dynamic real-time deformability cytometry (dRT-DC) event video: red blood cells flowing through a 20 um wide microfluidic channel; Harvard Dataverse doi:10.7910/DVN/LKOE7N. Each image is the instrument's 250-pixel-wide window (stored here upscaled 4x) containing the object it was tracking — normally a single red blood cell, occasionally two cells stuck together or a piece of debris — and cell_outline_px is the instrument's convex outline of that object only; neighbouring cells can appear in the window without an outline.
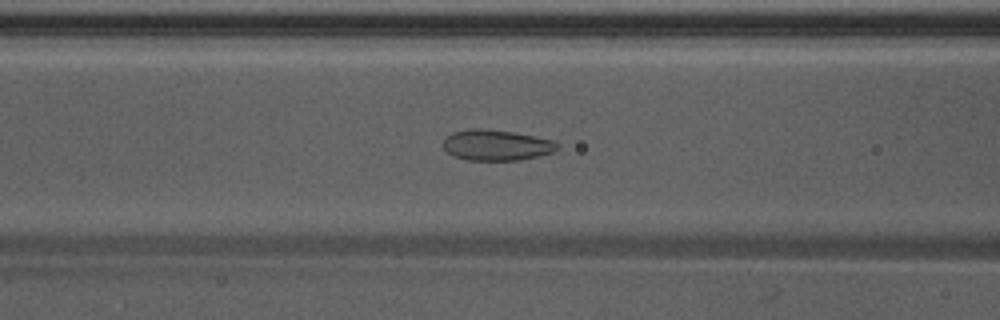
{"species": "Egyptian fruit bat (a non-hibernating species)", "species_latin": "Rousettus aegyptiacus", "temperature_condition": "warm", "stored_images_in_passage": 41, "camera_frame_rate_fps": 3000, "um_per_image_px": 0.085, "animal": {"sex": "male"}, "frame": {"image": 1, "passage_image": 9, "time_ms": 2.667, "image_size_px": [1000, 320], "cell_outline_px": [[560, 148], [556, 152], [520, 160], [468, 160], [452, 156], [444, 148], [444, 140], [452, 132], [472, 128], [480, 128], [512, 132], [556, 140], [560, 144]], "centroid_in_image_um": [42.26, 12.34], "position_along_channel_um": 124.3, "area_um2": 20.63}}
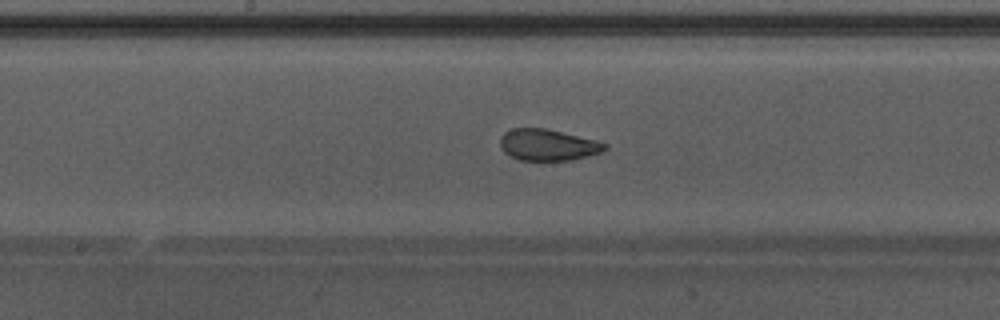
{"frame": {"image": 2, "passage_image": 15, "time_ms": 4.667, "image_size_px": [1000, 320], "cell_outline_px": [[608, 148], [600, 152], [588, 156], [572, 160], [520, 160], [504, 152], [500, 148], [500, 136], [504, 132], [512, 128], [548, 128], [596, 140], [608, 144]], "centroid_in_image_um": [46.56, 12.3], "position_along_channel_um": 201.6, "area_um2": 19.31}}
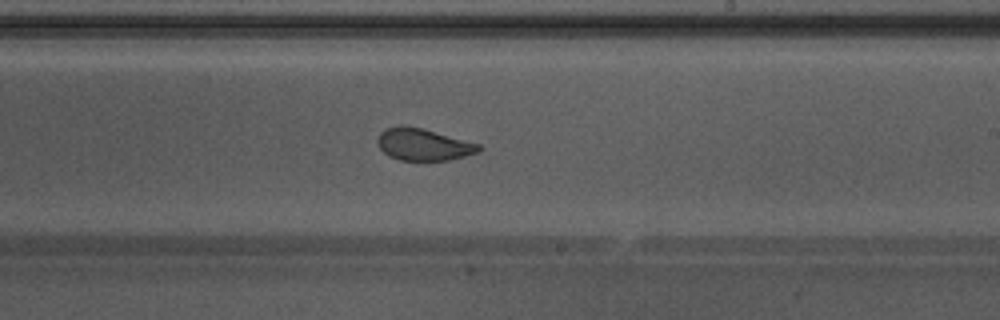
{"frame": {"image": 3, "passage_image": 19, "time_ms": 6.0, "image_size_px": [1000, 320], "cell_outline_px": [[484, 148], [480, 152], [448, 160], [400, 160], [388, 156], [380, 148], [376, 140], [380, 132], [384, 128], [400, 124], [420, 128], [480, 144]], "centroid_in_image_um": [35.96, 12.28], "position_along_channel_um": 253.0, "area_um2": 18.9}, "authors_computed_cell_mechanics": {"area_um2": 20.6346, "velocity_mm_per_s": 3.8613, "shape_relaxation_time_tau1_ms": 7.4873, "shape_relaxation_time_tau2_ms": 1.1021, "deformation_change_tau1": 0.1794, "deformation_change_tau2": 0.063}}